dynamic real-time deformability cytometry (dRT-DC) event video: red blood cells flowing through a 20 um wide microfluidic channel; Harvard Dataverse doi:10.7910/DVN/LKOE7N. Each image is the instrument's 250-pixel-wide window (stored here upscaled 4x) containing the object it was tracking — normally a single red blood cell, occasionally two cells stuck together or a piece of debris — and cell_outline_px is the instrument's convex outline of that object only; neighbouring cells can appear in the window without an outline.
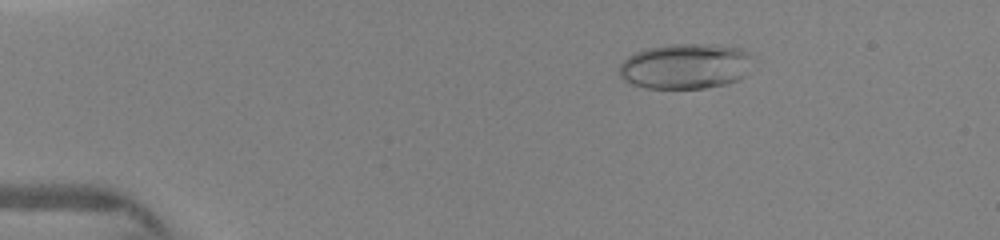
{"species": "human", "species_latin": "Homo sapiens", "temperature_condition": "warm", "stored_images_in_passage": 28, "camera_frame_rate_fps": 3000, "um_per_image_px": 0.085, "donor": {"sex": "female"}, "frame": {"image": 1, "passage_image": 5, "time_ms": 1.667, "image_size_px": [1000, 240], "cell_outline_px": [[752, 56], [744, 76], [728, 84], [704, 88], [644, 88], [632, 84], [624, 80], [620, 76], [620, 64], [628, 56], [636, 52], [648, 48], [668, 44], [716, 44], [740, 48], [748, 52]], "centroid_in_image_um": [58.25, 5.62], "position_along_channel_um": 26.7, "area_um2": 35.32}}
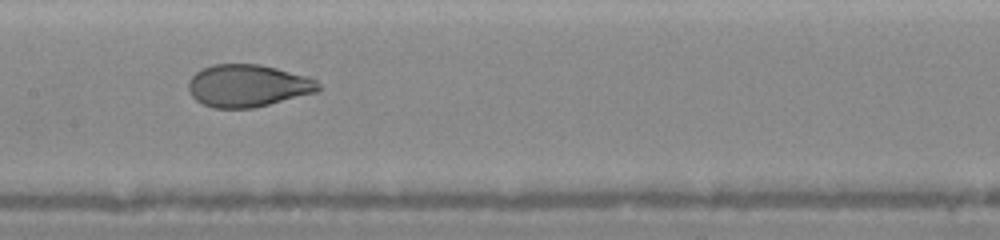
{"frame": {"image": 2, "passage_image": 19, "time_ms": 7.0, "image_size_px": [1000, 240], "cell_outline_px": [[324, 88], [316, 92], [252, 108], [212, 108], [196, 100], [192, 96], [188, 88], [188, 80], [200, 68], [212, 64], [260, 64], [308, 76], [316, 80]], "centroid_in_image_um": [21.06, 7.27], "position_along_channel_um": 186.3, "area_um2": 32.19}}
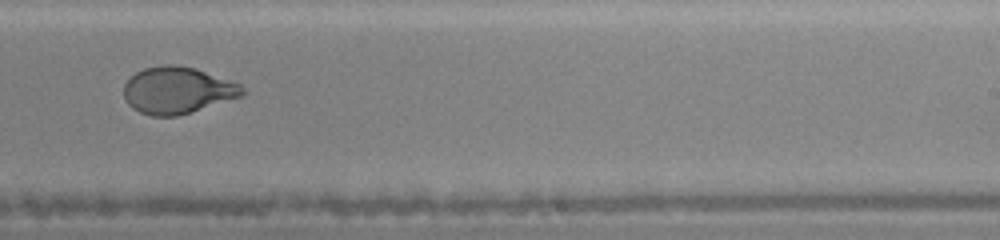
{"frame": {"image": 3, "passage_image": 25, "time_ms": 9.0, "image_size_px": [1000, 240], "cell_outline_px": [[248, 92], [244, 96], [176, 116], [152, 116], [140, 112], [132, 108], [128, 104], [124, 96], [124, 84], [136, 72], [144, 68], [160, 64], [176, 64], [192, 68], [240, 84]], "centroid_in_image_um": [15.08, 7.68], "position_along_channel_um": 273.9, "area_um2": 32.19}}